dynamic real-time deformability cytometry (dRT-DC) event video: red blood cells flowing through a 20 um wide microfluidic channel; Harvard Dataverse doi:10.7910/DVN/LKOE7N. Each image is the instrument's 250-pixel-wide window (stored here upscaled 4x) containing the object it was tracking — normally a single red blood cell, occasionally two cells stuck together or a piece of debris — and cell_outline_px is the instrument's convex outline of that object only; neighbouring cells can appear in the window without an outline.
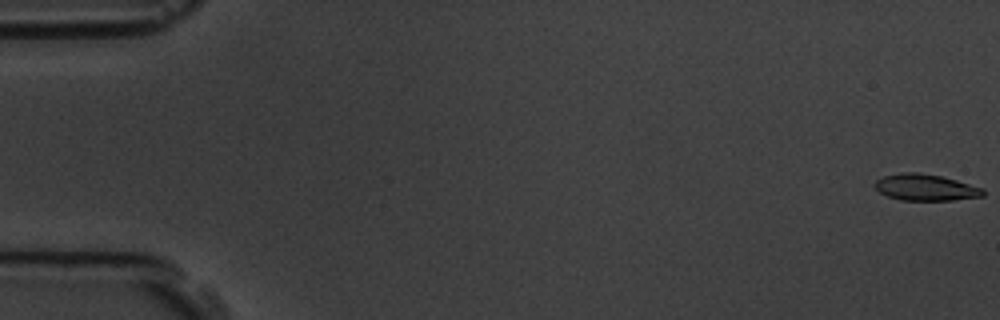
{"species": "common noctule bat (a hibernating species)", "species_latin": "Nyctalus noctula", "temperature_condition": "room temperature", "stored_images_in_passage": 5, "camera_frame_rate_fps": 3000, "um_per_image_px": 0.085, "animal": {"sex": "male", "body_mass_g": 19.5, "forearm_length_mm": 54.6}, "frame": {"image": 1, "passage_image": 1, "time_ms": 0.0, "image_size_px": [1000, 320], "cell_outline_px": [[984, 196], [952, 200], [900, 200], [888, 196], [880, 192], [872, 184], [876, 180], [884, 176], [904, 172], [920, 172], [940, 176], [956, 180], [984, 188]], "centroid_in_image_um": [78.67, 15.93], "position_along_channel_um": 6.3, "area_um2": 16.65}}
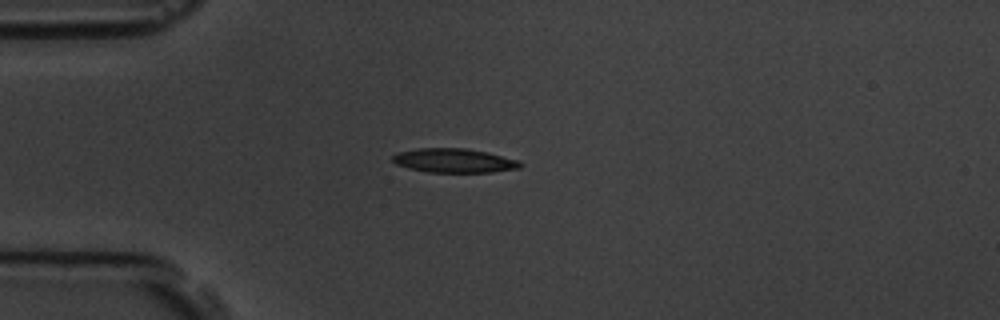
{"frame": {"image": 2, "passage_image": 5, "time_ms": 4.667, "image_size_px": [1000, 320], "cell_outline_px": [[524, 164], [520, 168], [492, 172], [428, 172], [408, 168], [396, 164], [392, 160], [392, 156], [396, 152], [416, 148], [468, 148], [488, 152], [520, 160]], "centroid_in_image_um": [38.62, 13.64], "position_along_channel_um": 46.4, "area_um2": 18.21}}